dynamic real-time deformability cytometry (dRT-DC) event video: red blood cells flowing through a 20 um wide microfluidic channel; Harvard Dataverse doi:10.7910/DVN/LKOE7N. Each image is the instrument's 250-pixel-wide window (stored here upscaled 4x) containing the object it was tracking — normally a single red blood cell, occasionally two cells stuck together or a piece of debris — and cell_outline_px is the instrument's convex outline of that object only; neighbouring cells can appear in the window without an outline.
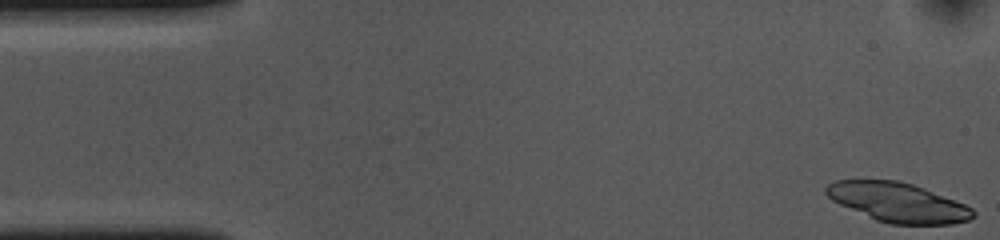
{"species": "common noctule bat (a hibernating species)", "species_latin": "Nyctalus noctula", "temperature_condition": "cold", "stored_images_in_passage": 52, "camera_frame_rate_fps": 3000, "um_per_image_px": 0.085, "animal": {"sex": "female", "body_mass_g": 10.0, "forearm_length_mm": 53.1}, "frame": {"image": 1, "passage_image": 1, "time_ms": 0.0, "image_size_px": [1000, 240], "cell_outline_px": [[976, 212], [968, 220], [952, 224], [892, 224], [876, 220], [840, 204], [832, 200], [824, 192], [824, 188], [828, 184], [836, 180], [896, 180], [912, 184], [924, 188], [964, 204], [972, 208]], "centroid_in_image_um": [76.3, 17.2], "position_along_channel_um": 8.7, "area_um2": 33.35}}
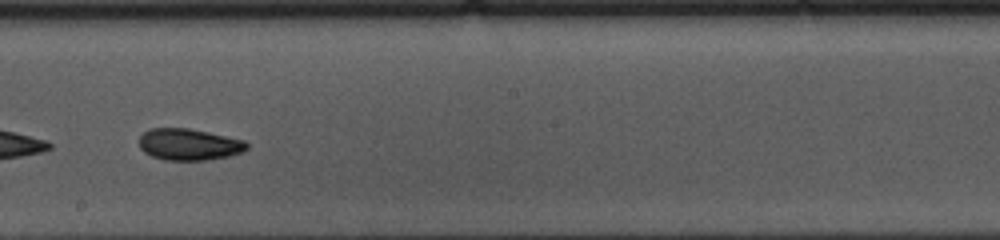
{"frame": {"image": 2, "passage_image": 29, "time_ms": 9.333, "image_size_px": [1000, 240], "cell_outline_px": [[248, 148], [244, 152], [228, 156], [204, 160], [164, 160], [152, 156], [144, 152], [140, 148], [140, 136], [148, 128], [188, 128], [208, 132], [244, 140], [248, 144]], "centroid_in_image_um": [16.06, 12.27], "position_along_channel_um": 232.1, "area_um2": 19.83}}
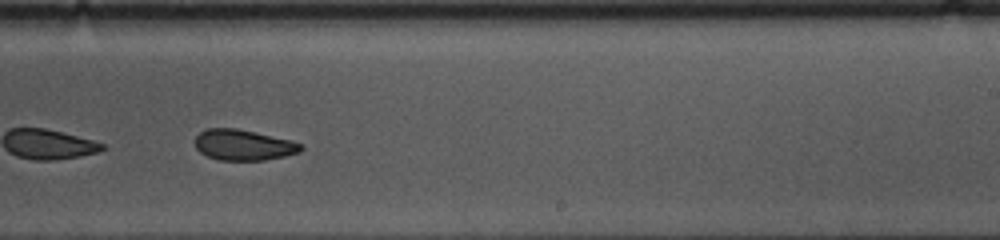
{"frame": {"image": 3, "passage_image": 32, "time_ms": 10.333, "image_size_px": [1000, 240], "cell_outline_px": [[304, 148], [300, 152], [284, 156], [264, 160], [220, 160], [208, 156], [200, 152], [196, 148], [196, 136], [200, 132], [208, 128], [236, 128], [256, 132], [292, 140], [300, 144]], "centroid_in_image_um": [20.71, 12.32], "position_along_channel_um": 268.3, "area_um2": 18.9}, "authors_computed_cell_mechanics": {"area_um2": 20.8369, "velocity_mm_per_s": 3.6266, "shape_relaxation_time_tau1_ms": 8.7696, "shape_relaxation_time_tau2_ms": 4.2766, "deformation_change_tau1": 0.1563, "deformation_change_tau2": 0.0925}}